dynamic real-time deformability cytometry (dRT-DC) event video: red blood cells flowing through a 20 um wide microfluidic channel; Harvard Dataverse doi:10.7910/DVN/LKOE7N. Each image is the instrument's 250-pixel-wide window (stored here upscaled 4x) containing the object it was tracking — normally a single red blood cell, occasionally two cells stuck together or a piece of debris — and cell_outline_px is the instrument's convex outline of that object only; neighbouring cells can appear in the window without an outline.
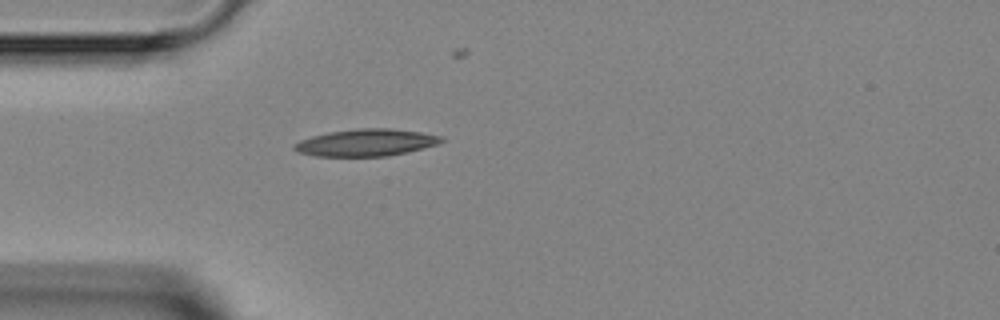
{"species": "Egyptian fruit bat (a non-hibernating species)", "species_latin": "Rousettus aegyptiacus", "temperature_condition": "room temperature", "stored_images_in_passage": 4, "camera_frame_rate_fps": 3000, "um_per_image_px": 0.085, "animal": {"sex": "female"}, "frame": {"image": 1, "passage_image": 4, "time_ms": 3.333, "image_size_px": [1000, 320], "cell_outline_px": [[444, 140], [436, 144], [424, 148], [388, 156], [316, 156], [296, 152], [292, 148], [292, 144], [300, 140], [312, 136], [328, 132], [356, 128], [392, 128], [420, 132], [444, 136]], "centroid_in_image_um": [31.09, 12.11], "position_along_channel_um": 53.9, "area_um2": 23.35}}